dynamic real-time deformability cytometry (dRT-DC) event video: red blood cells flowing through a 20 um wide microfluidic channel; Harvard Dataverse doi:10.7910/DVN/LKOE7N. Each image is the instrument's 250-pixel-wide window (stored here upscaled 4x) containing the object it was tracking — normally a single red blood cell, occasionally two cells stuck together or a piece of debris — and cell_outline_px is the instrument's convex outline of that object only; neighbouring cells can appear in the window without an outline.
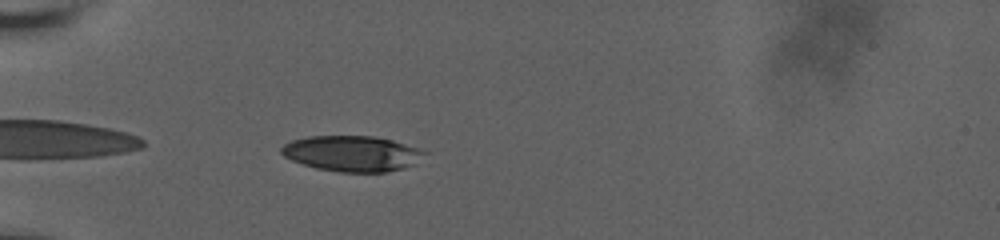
{"species": "human", "species_latin": "Homo sapiens", "temperature_condition": "room temperature", "stored_images_in_passage": 26, "camera_frame_rate_fps": 3000, "um_per_image_px": 0.085, "donor": {"sex": "male"}, "frame": {"image": 1, "passage_image": 3, "time_ms": 0.333, "image_size_px": [1000, 240], "cell_outline_px": [[428, 152], [412, 164], [404, 168], [388, 172], [340, 172], [316, 168], [292, 160], [284, 156], [280, 152], [280, 148], [284, 144], [292, 140], [308, 136], [376, 136], [392, 140]], "centroid_in_image_um": [29.89, 13.05], "position_along_channel_um": 55.1, "area_um2": 29.54}}
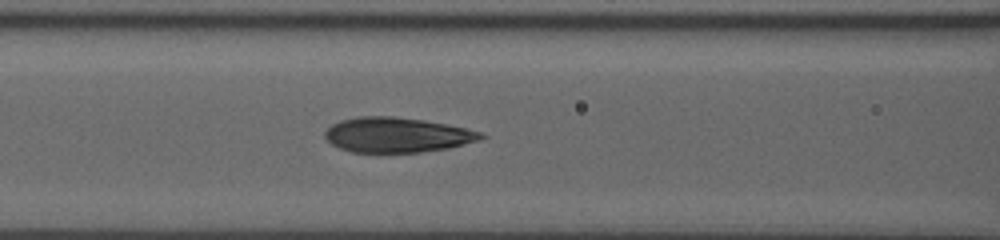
{"frame": {"image": 2, "passage_image": 16, "time_ms": 3.0, "image_size_px": [1000, 240], "cell_outline_px": [[488, 136], [480, 140], [448, 148], [420, 152], [352, 152], [340, 148], [332, 144], [324, 136], [324, 132], [332, 124], [340, 120], [360, 116], [392, 116], [424, 120], [464, 128], [480, 132]], "centroid_in_image_um": [33.73, 11.46], "position_along_channel_um": 132.9, "area_um2": 31.62}}
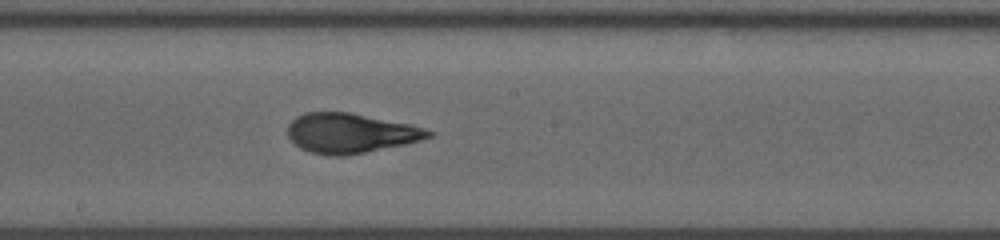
{"frame": {"image": 3, "passage_image": 22, "time_ms": 5.333, "image_size_px": [1000, 240], "cell_outline_px": [[436, 132], [432, 136], [420, 140], [404, 144], [344, 156], [328, 156], [312, 152], [300, 148], [288, 136], [288, 124], [296, 116], [304, 112], [352, 112], [412, 124]], "centroid_in_image_um": [29.8, 11.3], "position_along_channel_um": 218.4, "area_um2": 32.71}}